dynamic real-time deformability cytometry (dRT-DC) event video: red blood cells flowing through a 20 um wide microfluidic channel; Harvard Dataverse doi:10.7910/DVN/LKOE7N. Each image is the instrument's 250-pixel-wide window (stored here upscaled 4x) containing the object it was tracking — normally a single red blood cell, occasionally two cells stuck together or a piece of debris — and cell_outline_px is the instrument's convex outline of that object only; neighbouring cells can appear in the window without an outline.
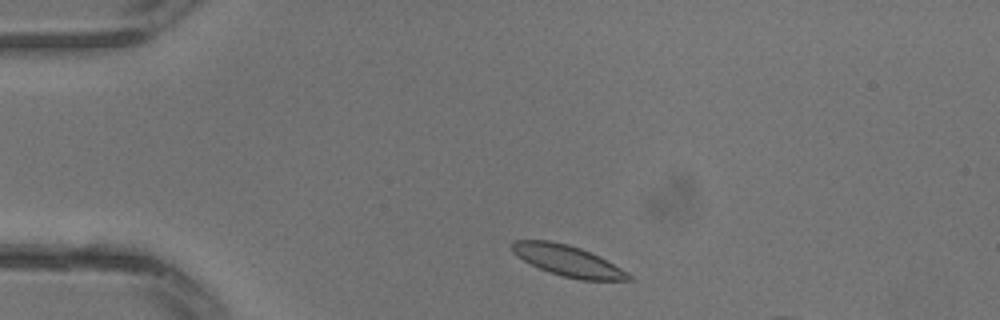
{"species": "common noctule bat (a hibernating species)", "species_latin": "Nyctalus noctula", "temperature_condition": "warm", "stored_images_in_passage": 15, "camera_frame_rate_fps": 3000, "um_per_image_px": 0.085, "animal": {"sex": "male", "body_mass_g": 13.3}, "frame": {"image": 1, "passage_image": 2, "time_ms": 0.333, "image_size_px": [1000, 320], "cell_outline_px": [[632, 280], [580, 280], [564, 276], [540, 268], [516, 256], [512, 252], [512, 240], [548, 240], [568, 244], [580, 248], [628, 272], [632, 276]], "centroid_in_image_um": [48.23, 22.16], "position_along_channel_um": 36.8, "area_um2": 20.46}}
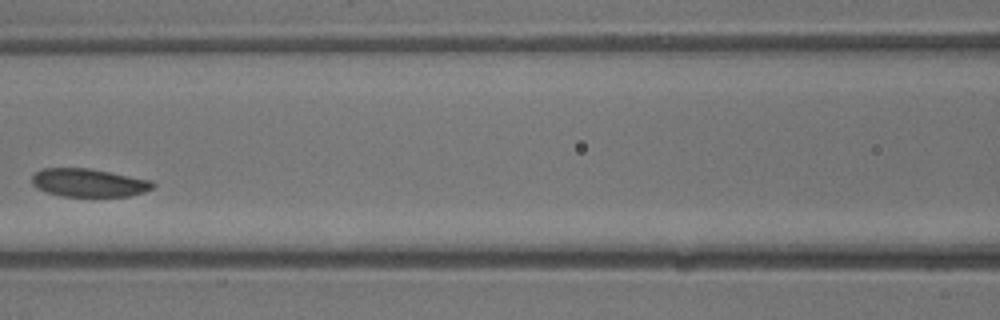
{"frame": {"image": 2, "passage_image": 10, "time_ms": 3.0, "image_size_px": [1000, 320], "cell_outline_px": [[156, 184], [152, 188], [144, 192], [128, 196], [64, 196], [48, 192], [36, 188], [32, 184], [32, 176], [36, 172], [44, 168], [88, 168], [152, 180]], "centroid_in_image_um": [7.55, 15.53], "position_along_channel_um": 159.0, "area_um2": 19.71}}
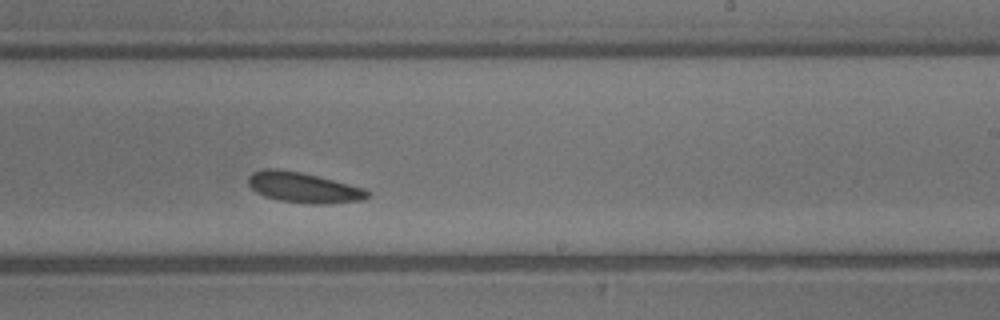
{"frame": {"image": 3, "passage_image": 15, "time_ms": 4.667, "image_size_px": [1000, 320], "cell_outline_px": [[372, 196], [360, 200], [324, 204], [312, 204], [280, 200], [264, 196], [256, 192], [248, 184], [248, 176], [252, 172], [264, 168], [276, 168], [300, 172], [364, 188], [372, 192]], "centroid_in_image_um": [25.79, 15.93], "position_along_channel_um": 263.2, "area_um2": 21.04}}